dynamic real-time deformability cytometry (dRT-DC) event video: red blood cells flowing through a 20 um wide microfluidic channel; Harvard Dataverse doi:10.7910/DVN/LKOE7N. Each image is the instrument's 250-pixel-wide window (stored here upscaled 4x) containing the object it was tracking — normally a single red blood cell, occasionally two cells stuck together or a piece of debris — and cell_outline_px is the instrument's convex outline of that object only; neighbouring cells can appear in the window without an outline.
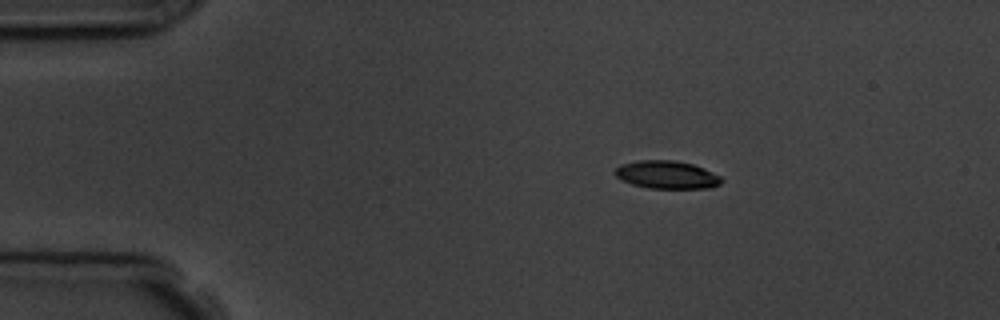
{"species": "common noctule bat (a hibernating species)", "species_latin": "Nyctalus noctula", "temperature_condition": "room temperature", "stored_images_in_passage": 3, "camera_frame_rate_fps": 3000, "um_per_image_px": 0.085, "animal": {"sex": "male", "body_mass_g": 19.5, "forearm_length_mm": 54.6}, "frame": {"image": 1, "passage_image": 1, "time_ms": 0.0, "image_size_px": [1000, 320], "cell_outline_px": [[724, 180], [720, 184], [712, 188], [648, 188], [632, 184], [616, 176], [612, 172], [620, 164], [640, 160], [672, 160], [692, 164], [704, 168], [720, 176]], "centroid_in_image_um": [56.69, 14.85], "position_along_channel_um": 28.3, "area_um2": 17.34}}
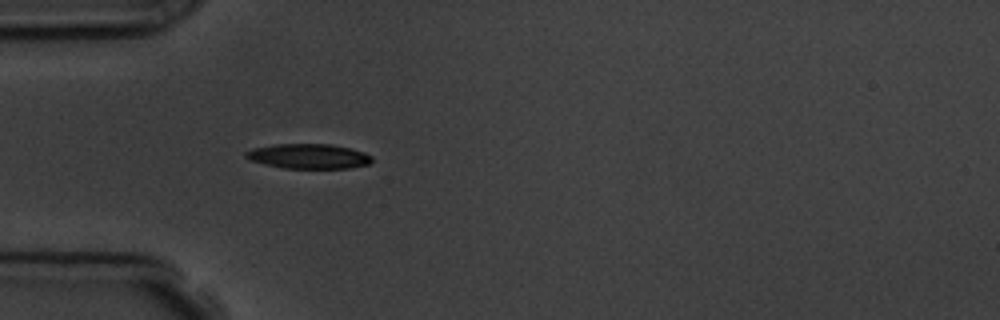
{"frame": {"image": 2, "passage_image": 3, "time_ms": 2.333, "image_size_px": [1000, 320], "cell_outline_px": [[372, 160], [368, 164], [348, 168], [284, 168], [264, 164], [248, 160], [244, 156], [244, 152], [252, 148], [276, 144], [332, 144], [352, 148], [364, 152], [372, 156]], "centroid_in_image_um": [26.2, 13.27], "position_along_channel_um": 58.8, "area_um2": 18.38}}